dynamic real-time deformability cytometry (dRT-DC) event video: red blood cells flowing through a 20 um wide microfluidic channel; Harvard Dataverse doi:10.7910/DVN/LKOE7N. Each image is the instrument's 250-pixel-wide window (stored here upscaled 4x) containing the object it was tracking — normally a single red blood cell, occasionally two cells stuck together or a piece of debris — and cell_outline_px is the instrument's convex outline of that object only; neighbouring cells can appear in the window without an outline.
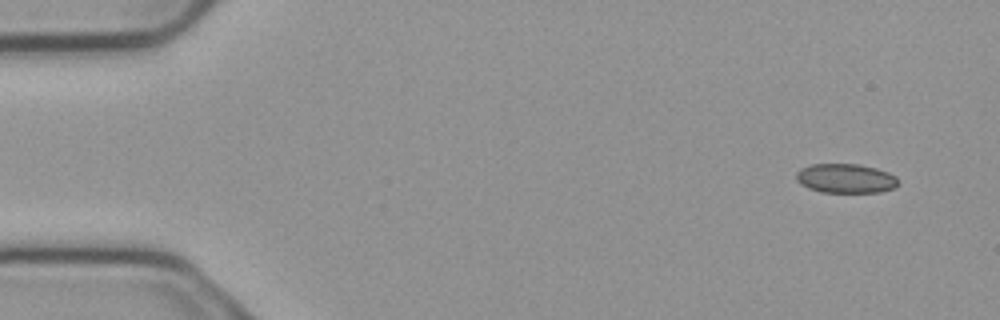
{"species": "common noctule bat (a hibernating species)", "species_latin": "Nyctalus noctula", "temperature_condition": "cold", "stored_images_in_passage": 4, "camera_frame_rate_fps": 3000, "um_per_image_px": 0.085, "animal": {"sex": "male", "body_mass_g": 23.1, "forearm_length_mm": 52.7}, "frame": {"image": 1, "passage_image": 1, "time_ms": 0.0, "image_size_px": [1000, 320], "cell_outline_px": [[896, 184], [892, 188], [880, 192], [824, 192], [808, 188], [800, 184], [796, 180], [796, 172], [800, 168], [812, 164], [856, 164], [876, 168], [888, 172], [896, 176]], "centroid_in_image_um": [71.83, 15.16], "position_along_channel_um": 13.2, "area_um2": 17.28}}